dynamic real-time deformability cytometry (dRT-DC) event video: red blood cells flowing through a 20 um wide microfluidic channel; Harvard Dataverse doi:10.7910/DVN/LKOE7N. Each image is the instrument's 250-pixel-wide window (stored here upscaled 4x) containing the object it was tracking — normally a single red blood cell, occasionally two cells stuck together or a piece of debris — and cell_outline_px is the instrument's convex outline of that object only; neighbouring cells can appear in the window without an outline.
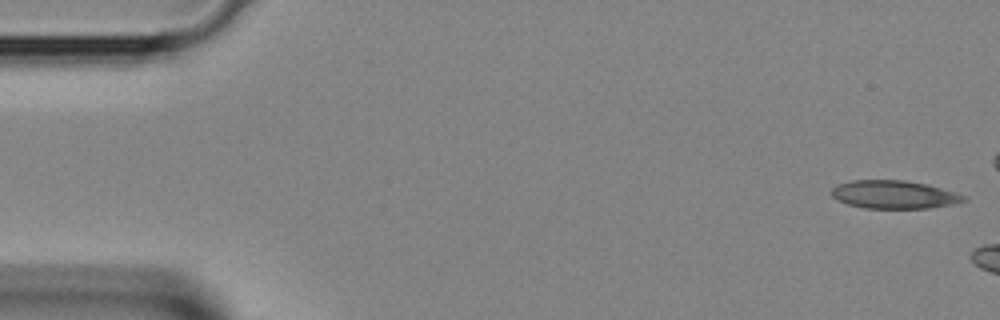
{"species": "Egyptian fruit bat (a non-hibernating species)", "species_latin": "Rousettus aegyptiacus", "temperature_condition": "room temperature", "stored_images_in_passage": 3, "segment_of_instrument_passage": [2, 2], "camera_frame_rate_fps": 3000, "um_per_image_px": 0.085, "animal": {"sex": "female"}, "frame": {"image": 1, "passage_image": 3, "time_ms": 0.667, "image_size_px": [1000, 320], "cell_outline_px": [[968, 200], [952, 204], [928, 208], [864, 208], [848, 204], [836, 200], [828, 192], [836, 184], [852, 180], [904, 180], [928, 184], [964, 196]], "centroid_in_image_um": [75.91, 16.53], "position_along_channel_um": 9.1, "area_um2": 21.68}}